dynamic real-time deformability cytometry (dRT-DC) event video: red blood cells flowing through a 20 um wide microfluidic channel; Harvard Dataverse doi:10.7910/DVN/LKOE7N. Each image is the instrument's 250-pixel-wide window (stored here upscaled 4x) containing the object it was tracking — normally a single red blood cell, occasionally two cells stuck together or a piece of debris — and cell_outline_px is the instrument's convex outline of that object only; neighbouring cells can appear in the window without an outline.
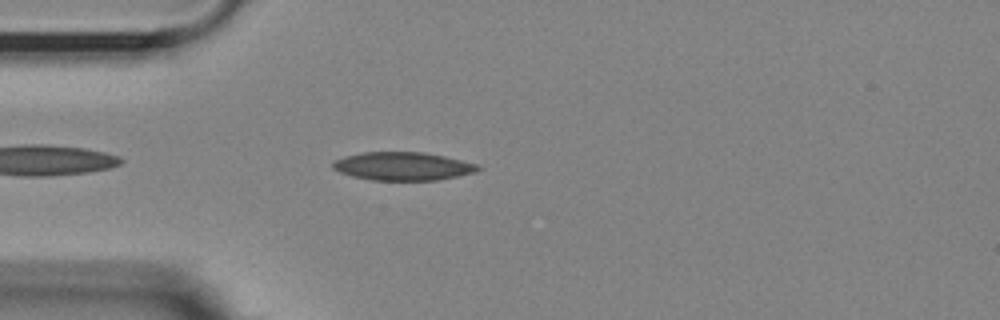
{"species": "Egyptian fruit bat (a non-hibernating species)", "species_latin": "Rousettus aegyptiacus", "temperature_condition": "room temperature", "stored_images_in_passage": 41, "camera_frame_rate_fps": 3000, "um_per_image_px": 0.085, "animal": {"sex": "female"}, "frame": {"image": 1, "passage_image": 4, "time_ms": 1.0, "image_size_px": [1000, 320], "cell_outline_px": [[484, 168], [476, 172], [436, 180], [372, 180], [352, 176], [340, 172], [332, 168], [332, 164], [336, 160], [344, 156], [364, 152], [424, 152], [444, 156], [480, 164]], "centroid_in_image_um": [34.28, 14.12], "position_along_channel_um": 50.7, "area_um2": 23.93}}
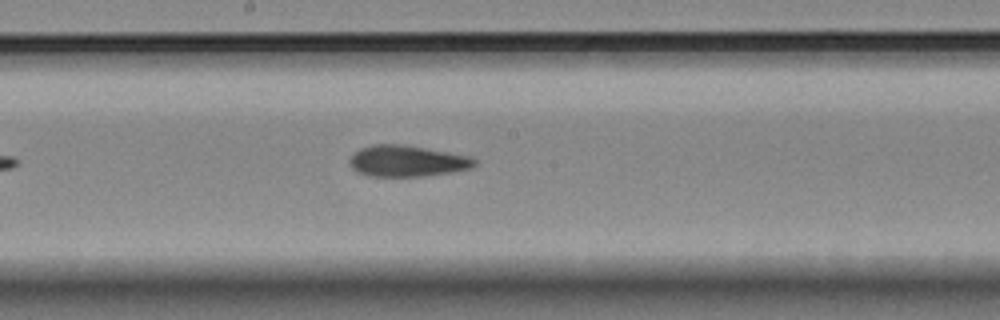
{"frame": {"image": 2, "passage_image": 18, "time_ms": 5.667, "image_size_px": [1000, 320], "cell_outline_px": [[476, 164], [472, 168], [424, 176], [372, 176], [360, 172], [352, 168], [348, 164], [348, 160], [360, 148], [372, 144], [404, 144], [468, 156], [476, 160]], "centroid_in_image_um": [34.57, 13.68], "position_along_channel_um": 213.6, "area_um2": 22.48}}
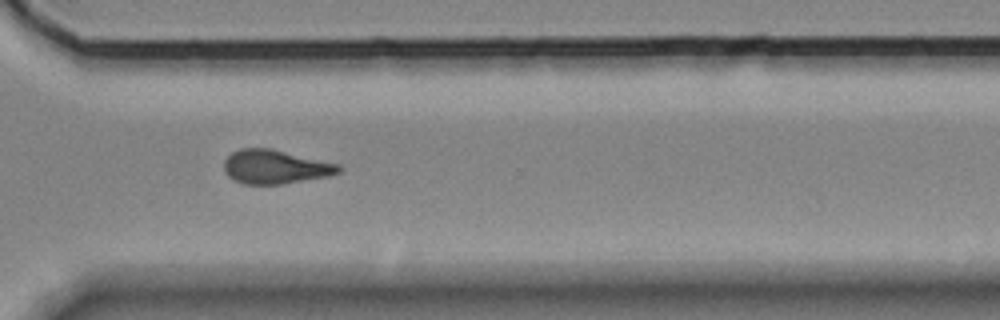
{"frame": {"image": 3, "passage_image": 29, "time_ms": 9.333, "image_size_px": [1000, 320], "cell_outline_px": [[344, 168], [340, 172], [328, 176], [284, 184], [240, 184], [232, 180], [224, 172], [224, 160], [232, 152], [240, 148], [272, 148], [340, 164]], "centroid_in_image_um": [23.4, 14.18], "position_along_channel_um": 347.2, "area_um2": 23.06}, "authors_computed_cell_mechanics": {"area_um2": 23.0044, "velocity_mm_per_s": 3.649, "shape_relaxation_time_tau1_ms": 9.3434, "shape_relaxation_time_tau2_ms": 3.345, "deformation_change_tau1": 0.1914, "deformation_change_tau2": 0.1068}}